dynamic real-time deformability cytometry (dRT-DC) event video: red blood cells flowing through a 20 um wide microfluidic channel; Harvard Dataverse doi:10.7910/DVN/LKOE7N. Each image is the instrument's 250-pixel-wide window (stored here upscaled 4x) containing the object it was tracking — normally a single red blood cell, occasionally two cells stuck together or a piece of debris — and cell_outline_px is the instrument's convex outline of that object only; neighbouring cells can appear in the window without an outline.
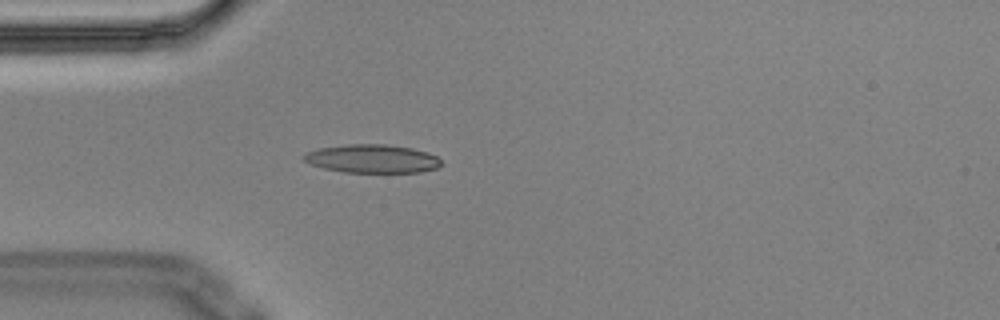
{"species": "Egyptian fruit bat (a non-hibernating species)", "species_latin": "Rousettus aegyptiacus", "temperature_condition": "cold", "stored_images_in_passage": 4, "camera_frame_rate_fps": 3000, "um_per_image_px": 0.085, "animal": {"sex": "male"}, "frame": {"image": 1, "passage_image": 4, "time_ms": 1.0, "image_size_px": [1000, 320], "cell_outline_px": [[444, 164], [440, 168], [420, 172], [344, 172], [324, 168], [312, 164], [304, 160], [300, 156], [308, 152], [320, 148], [348, 144], [384, 144], [412, 148], [428, 152], [436, 156]], "centroid_in_image_um": [31.69, 13.49], "position_along_channel_um": 53.3, "area_um2": 22.77}}